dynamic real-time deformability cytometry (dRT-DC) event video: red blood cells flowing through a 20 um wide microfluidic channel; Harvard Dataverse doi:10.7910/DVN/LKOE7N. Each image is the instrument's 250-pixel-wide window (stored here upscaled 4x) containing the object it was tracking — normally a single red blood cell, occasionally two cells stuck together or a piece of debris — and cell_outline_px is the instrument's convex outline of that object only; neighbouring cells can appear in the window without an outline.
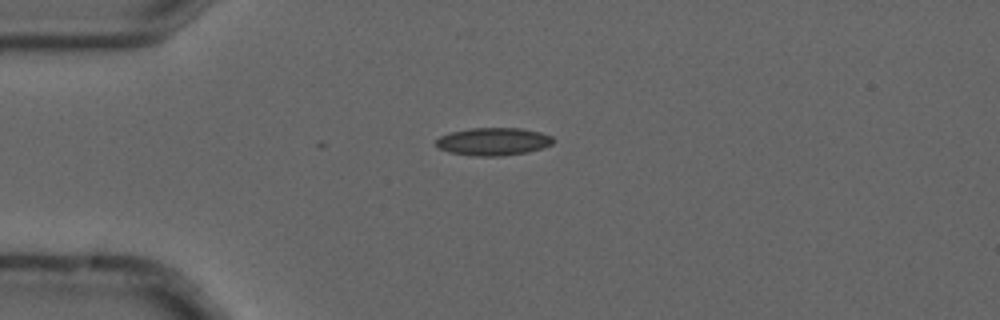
{"species": "common noctule bat (a hibernating species)", "species_latin": "Nyctalus noctula", "temperature_condition": "cold", "stored_images_in_passage": 10, "camera_frame_rate_fps": 3000, "um_per_image_px": 0.085, "animal": {"sex": "male", "forearm_length_mm": 52.5}, "frame": {"image": 1, "passage_image": 4, "time_ms": 1.0, "image_size_px": [1000, 320], "cell_outline_px": [[556, 140], [552, 144], [528, 152], [500, 156], [472, 156], [448, 152], [440, 148], [436, 144], [436, 140], [440, 136], [452, 132], [472, 128], [520, 128], [540, 132], [552, 136]], "centroid_in_image_um": [41.95, 12.03], "position_along_channel_um": 43.1, "area_um2": 18.9}}
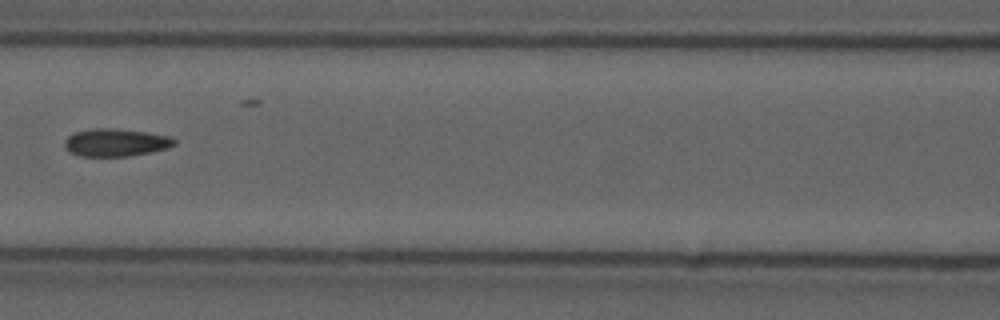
{"frame": {"image": 2, "passage_image": 7, "time_ms": 2.0, "image_size_px": [1000, 320], "cell_outline_px": [[176, 144], [168, 148], [128, 156], [80, 156], [64, 148], [64, 140], [72, 132], [92, 128], [116, 128], [148, 132], [168, 136], [176, 140]], "centroid_in_image_um": [9.81, 12.09], "position_along_channel_um": 156.8, "area_um2": 17.8}}
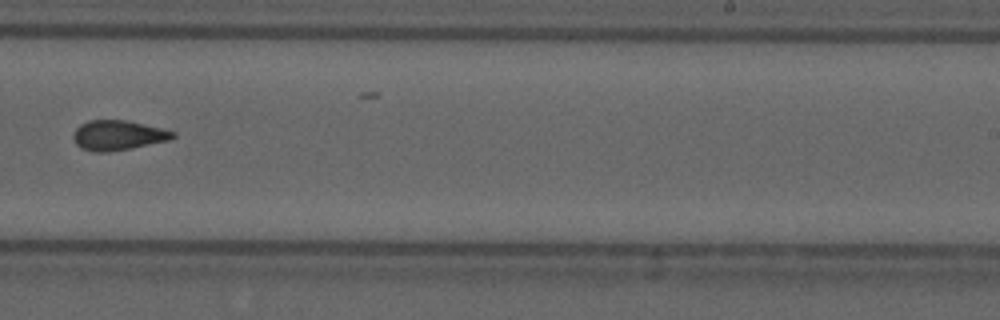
{"frame": {"image": 3, "passage_image": 10, "time_ms": 3.0, "image_size_px": [1000, 320], "cell_outline_px": [[176, 136], [168, 140], [132, 148], [108, 152], [92, 152], [80, 148], [72, 140], [72, 132], [80, 124], [88, 120], [124, 120], [160, 128], [176, 132]], "centroid_in_image_um": [9.96, 11.51], "position_along_channel_um": 279.0, "area_um2": 17.4}}